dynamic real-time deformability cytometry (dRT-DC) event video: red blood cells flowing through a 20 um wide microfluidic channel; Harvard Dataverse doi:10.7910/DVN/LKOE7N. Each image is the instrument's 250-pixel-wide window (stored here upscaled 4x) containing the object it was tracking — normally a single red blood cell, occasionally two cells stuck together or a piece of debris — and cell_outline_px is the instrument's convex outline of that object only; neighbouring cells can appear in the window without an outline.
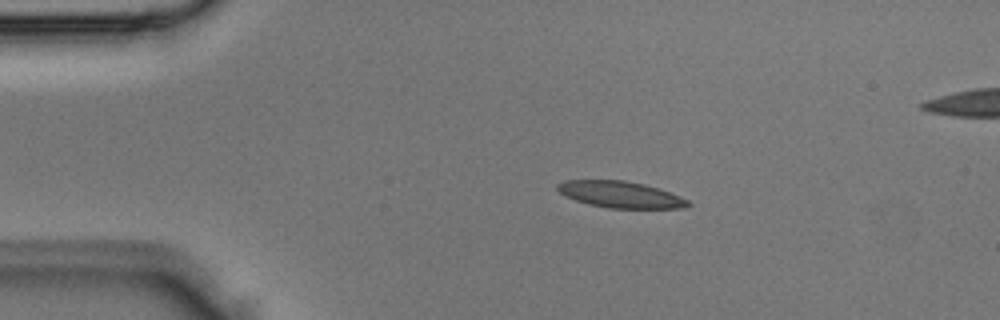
{"species": "Egyptian fruit bat (a non-hibernating species)", "species_latin": "Rousettus aegyptiacus", "temperature_condition": "room temperature", "stored_images_in_passage": 5, "segment_of_instrument_passage": [1, 2], "camera_frame_rate_fps": 3000, "um_per_image_px": 0.085, "animal": {"sex": "male"}, "frame": {"image": 1, "passage_image": 3, "time_ms": 0.667, "image_size_px": [1000, 320], "cell_outline_px": [[692, 204], [684, 208], [608, 208], [588, 204], [564, 196], [556, 188], [556, 184], [564, 180], [624, 180], [644, 184], [680, 196], [688, 200]], "centroid_in_image_um": [52.7, 16.53], "position_along_channel_um": 32.3, "area_um2": 20.11}}